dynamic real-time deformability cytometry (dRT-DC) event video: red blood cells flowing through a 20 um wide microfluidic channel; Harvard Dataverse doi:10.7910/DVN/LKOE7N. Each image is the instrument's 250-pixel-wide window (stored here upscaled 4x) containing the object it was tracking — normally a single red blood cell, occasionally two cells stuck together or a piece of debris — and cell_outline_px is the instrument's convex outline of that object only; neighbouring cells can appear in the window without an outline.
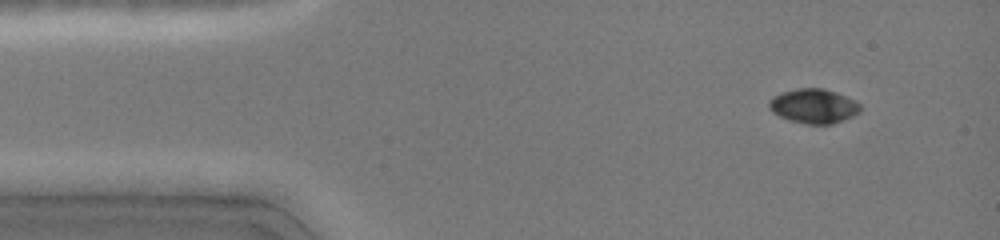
{"species": "common noctule bat (a hibernating species)", "species_latin": "Nyctalus noctula", "temperature_condition": "cold", "stored_images_in_passage": 6, "camera_frame_rate_fps": 3000, "um_per_image_px": 0.085, "animal": {"sex": "female", "body_mass_g": 19.0, "forearm_length_mm": 51.5}, "frame": {"image": 1, "passage_image": 2, "time_ms": 1.0, "image_size_px": [1000, 240], "cell_outline_px": [[860, 112], [852, 116], [832, 124], [808, 124], [788, 120], [772, 112], [768, 108], [768, 100], [772, 96], [796, 88], [824, 88], [836, 92], [856, 100], [860, 104]], "centroid_in_image_um": [69.14, 9.01], "position_along_channel_um": 15.9, "area_um2": 18.44}}
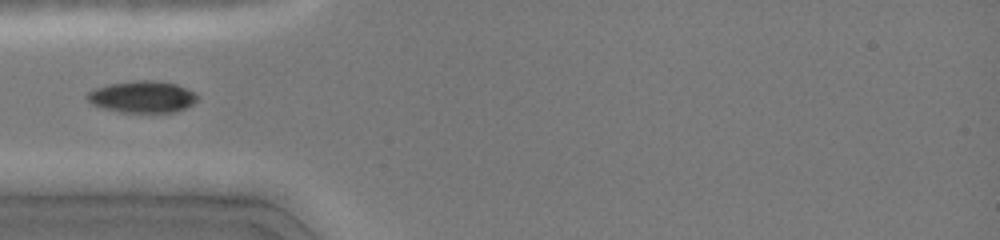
{"frame": {"image": 2, "passage_image": 6, "time_ms": 4.333, "image_size_px": [1000, 240], "cell_outline_px": [[200, 96], [192, 104], [176, 112], [120, 112], [104, 108], [92, 104], [88, 100], [88, 92], [96, 88], [108, 84], [132, 80], [156, 80], [176, 84], [196, 92]], "centroid_in_image_um": [12.13, 8.22], "position_along_channel_um": 72.9, "area_um2": 20.4}}